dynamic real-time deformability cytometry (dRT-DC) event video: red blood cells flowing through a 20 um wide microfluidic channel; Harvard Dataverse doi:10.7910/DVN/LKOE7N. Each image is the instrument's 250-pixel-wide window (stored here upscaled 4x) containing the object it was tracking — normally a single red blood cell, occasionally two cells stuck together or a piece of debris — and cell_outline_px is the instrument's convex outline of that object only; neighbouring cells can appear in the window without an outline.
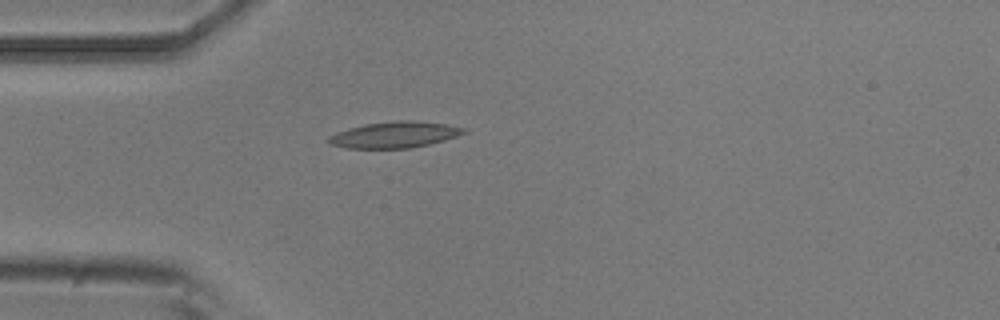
{"species": "common noctule bat (a hibernating species)", "species_latin": "Nyctalus noctula", "temperature_condition": "room temperature", "stored_images_in_passage": 5, "camera_frame_rate_fps": 3000, "um_per_image_px": 0.085, "animal": {"sex": "male", "body_mass_g": 20.5, "forearm_length_mm": 52.5}, "frame": {"image": 1, "passage_image": 5, "time_ms": 1.333, "image_size_px": [1000, 320], "cell_outline_px": [[468, 132], [444, 140], [412, 148], [348, 148], [332, 144], [328, 140], [328, 136], [336, 132], [348, 128], [364, 124], [392, 120], [412, 120], [448, 124], [468, 128]], "centroid_in_image_um": [33.58, 11.43], "position_along_channel_um": 51.4, "area_um2": 20.75}}